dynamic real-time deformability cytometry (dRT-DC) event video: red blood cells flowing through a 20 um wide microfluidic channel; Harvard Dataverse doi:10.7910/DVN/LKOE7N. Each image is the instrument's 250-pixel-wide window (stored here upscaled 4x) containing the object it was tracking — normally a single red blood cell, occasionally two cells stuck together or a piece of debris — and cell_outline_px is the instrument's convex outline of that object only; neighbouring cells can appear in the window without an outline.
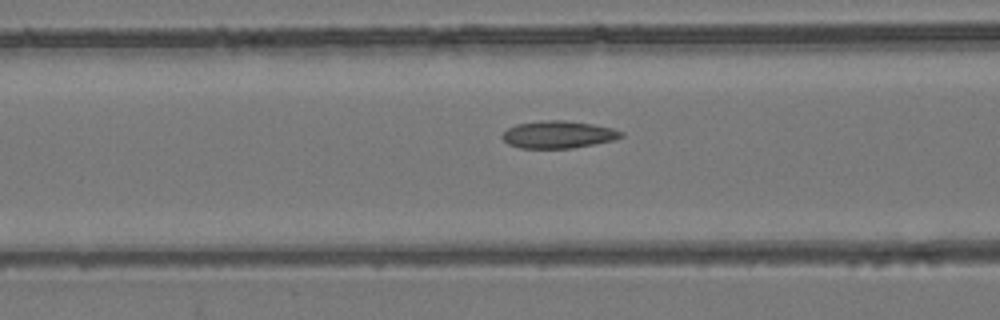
{"species": "common noctule bat (a hibernating species)", "species_latin": "Nyctalus noctula", "temperature_condition": "room temperature", "stored_images_in_passage": 47, "camera_frame_rate_fps": 3000, "um_per_image_px": 0.085, "animal": {"sex": "female", "body_mass_g": 24.6, "forearm_length_mm": 56.2}, "frame": {"image": 1, "passage_image": 16, "time_ms": 5.0, "image_size_px": [1000, 320], "cell_outline_px": [[624, 136], [612, 140], [596, 144], [572, 148], [520, 148], [508, 144], [500, 136], [508, 128], [516, 124], [544, 120], [564, 120], [592, 124], [612, 128], [624, 132]], "centroid_in_image_um": [47.45, 11.44], "position_along_channel_um": 119.2, "area_um2": 18.96}}
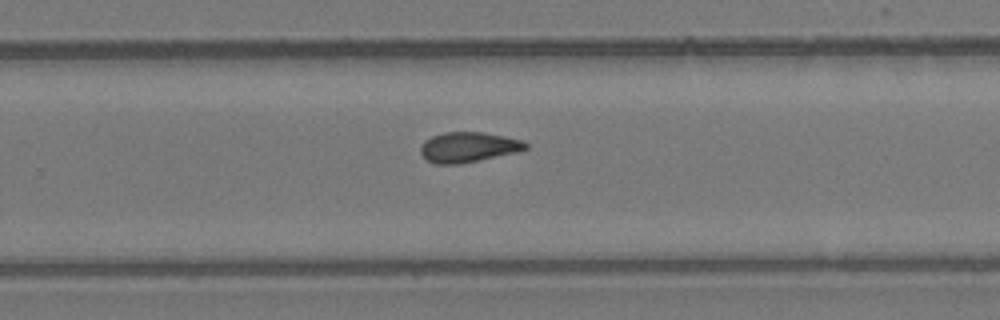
{"frame": {"image": 2, "passage_image": 29, "time_ms": 9.333, "image_size_px": [1000, 320], "cell_outline_px": [[528, 148], [516, 152], [460, 164], [436, 164], [428, 160], [420, 152], [420, 148], [424, 140], [432, 136], [444, 132], [484, 132], [524, 140], [528, 144]], "centroid_in_image_um": [39.81, 12.5], "position_along_channel_um": 290.0, "area_um2": 18.44}}
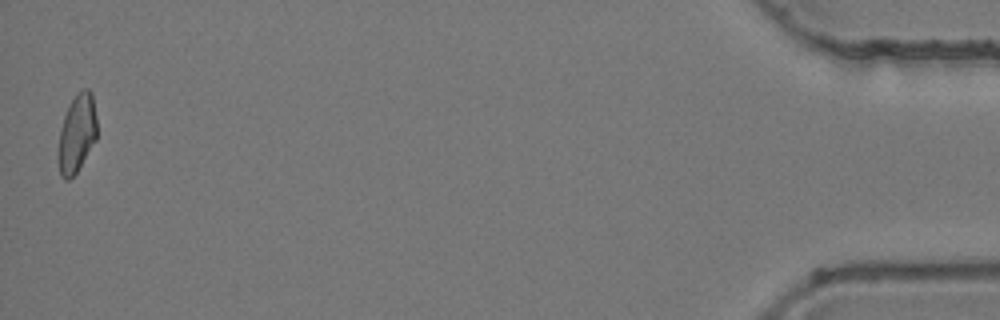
{"frame": {"image": 3, "passage_image": 47, "time_ms": 15.333, "image_size_px": [1000, 320], "cell_outline_px": [[96, 140], [76, 172], [68, 180], [64, 180], [60, 176], [60, 128], [64, 116], [76, 92], [84, 88], [88, 88], [92, 92], [96, 116]], "centroid_in_image_um": [6.57, 11.29], "position_along_channel_um": 428.6, "area_um2": 17.17}, "authors_computed_cell_mechanics": {"area_um2": 18.4382, "velocity_mm_per_s": 3.9513, "shape_relaxation_time_tau1_ms": null, "shape_relaxation_time_tau2_ms": 3.3476, "deformation_change_tau1": null, "deformation_change_tau2": 0.0785}}